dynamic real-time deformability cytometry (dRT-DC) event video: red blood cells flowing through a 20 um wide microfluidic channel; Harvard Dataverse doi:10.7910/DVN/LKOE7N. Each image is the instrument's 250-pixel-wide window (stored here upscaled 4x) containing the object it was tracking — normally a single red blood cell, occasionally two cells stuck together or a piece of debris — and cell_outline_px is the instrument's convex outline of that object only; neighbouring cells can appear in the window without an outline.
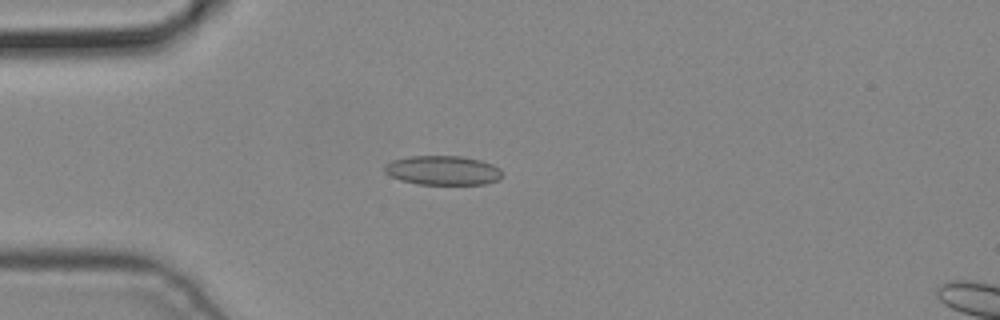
{"species": "common noctule bat (a hibernating species)", "species_latin": "Nyctalus noctula", "temperature_condition": "cold", "stored_images_in_passage": 5, "camera_frame_rate_fps": 3000, "um_per_image_px": 0.085, "animal": {"sex": "male", "body_mass_g": 19.2, "forearm_length_mm": 51.8}, "frame": {"image": 1, "passage_image": 4, "time_ms": 1.0, "image_size_px": [1000, 320], "cell_outline_px": [[500, 180], [484, 184], [416, 184], [400, 180], [384, 172], [384, 164], [392, 160], [408, 156], [460, 156], [480, 160], [492, 164], [500, 168]], "centroid_in_image_um": [37.61, 14.48], "position_along_channel_um": 47.4, "area_um2": 20.11}}